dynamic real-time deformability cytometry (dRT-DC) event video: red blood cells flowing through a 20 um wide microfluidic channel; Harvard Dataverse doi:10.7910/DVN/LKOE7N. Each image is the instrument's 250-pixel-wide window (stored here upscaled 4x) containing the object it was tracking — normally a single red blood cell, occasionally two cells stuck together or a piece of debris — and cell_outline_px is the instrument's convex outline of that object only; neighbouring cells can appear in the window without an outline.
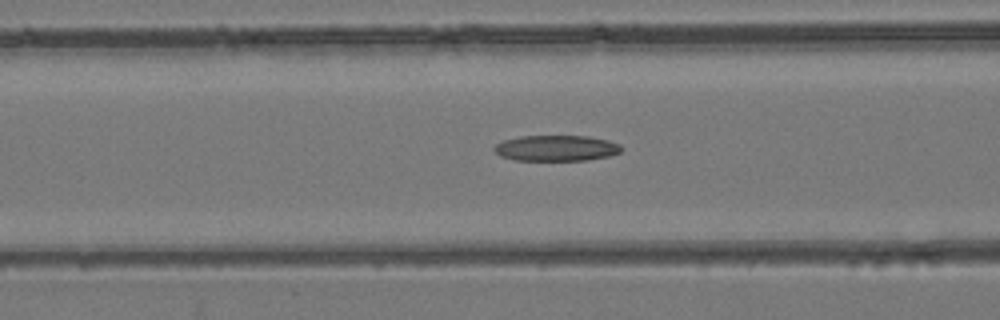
{"species": "common noctule bat (a hibernating species)", "species_latin": "Nyctalus noctula", "temperature_condition": "room temperature", "stored_images_in_passage": 38, "camera_frame_rate_fps": 3000, "um_per_image_px": 0.085, "animal": {"sex": "female", "body_mass_g": 24.6, "forearm_length_mm": 56.2}, "frame": {"image": 1, "passage_image": 10, "time_ms": 3.0, "image_size_px": [1000, 320], "cell_outline_px": [[624, 148], [620, 152], [608, 156], [588, 160], [512, 160], [500, 156], [492, 148], [496, 144], [504, 140], [520, 136], [588, 136], [608, 140], [620, 144]], "centroid_in_image_um": [47.29, 12.59], "position_along_channel_um": 119.3, "area_um2": 19.19}}
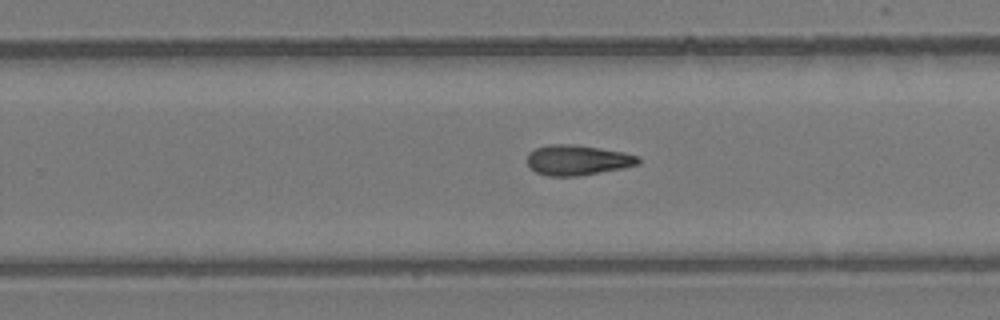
{"frame": {"image": 2, "passage_image": 21, "time_ms": 6.667, "image_size_px": [1000, 320], "cell_outline_px": [[640, 164], [600, 172], [576, 176], [548, 176], [536, 172], [528, 168], [528, 152], [536, 148], [548, 144], [576, 144], [624, 152], [640, 156]], "centroid_in_image_um": [49.07, 13.6], "position_along_channel_um": 280.7, "area_um2": 19.65}}
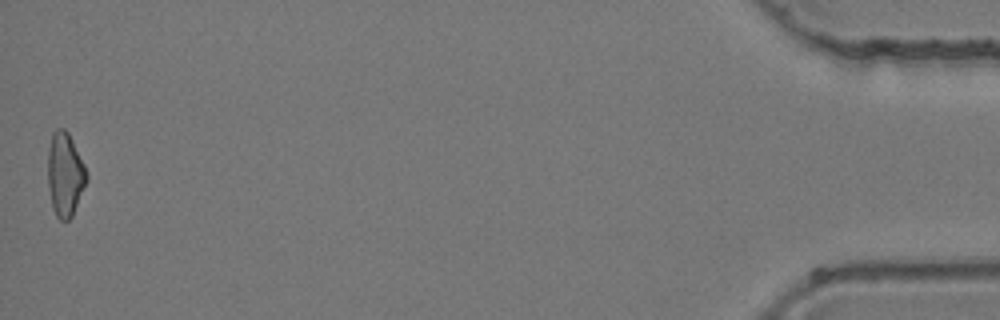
{"frame": {"image": 3, "passage_image": 38, "time_ms": 12.333, "image_size_px": [1000, 320], "cell_outline_px": [[88, 180], [72, 216], [68, 220], [60, 220], [56, 216], [52, 208], [48, 188], [48, 148], [52, 132], [56, 128], [64, 128], [68, 132], [88, 172]], "centroid_in_image_um": [5.52, 14.82], "position_along_channel_um": 429.7, "area_um2": 19.13}}